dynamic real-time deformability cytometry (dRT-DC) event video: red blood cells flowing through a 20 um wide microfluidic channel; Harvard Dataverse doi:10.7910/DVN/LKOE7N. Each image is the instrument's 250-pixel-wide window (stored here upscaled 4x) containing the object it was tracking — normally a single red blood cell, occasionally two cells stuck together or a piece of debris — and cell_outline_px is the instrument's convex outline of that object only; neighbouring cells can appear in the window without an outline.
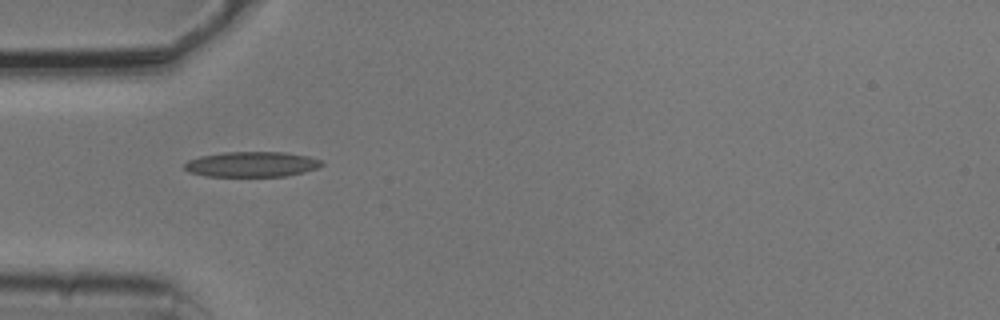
{"species": "common noctule bat (a hibernating species)", "species_latin": "Nyctalus noctula", "temperature_condition": "cold", "stored_images_in_passage": 38, "camera_frame_rate_fps": 3000, "um_per_image_px": 0.085, "animal": {"sex": "male", "body_mass_g": 20.5, "forearm_length_mm": 52.5}, "frame": {"image": 1, "passage_image": 1, "time_ms": 0.0, "image_size_px": [1000, 320], "cell_outline_px": [[324, 164], [316, 168], [304, 172], [288, 176], [204, 176], [188, 172], [184, 168], [184, 164], [188, 160], [200, 156], [224, 152], [284, 152], [308, 156], [320, 160]], "centroid_in_image_um": [21.37, 13.96], "position_along_channel_um": 63.6, "area_um2": 20.23}}
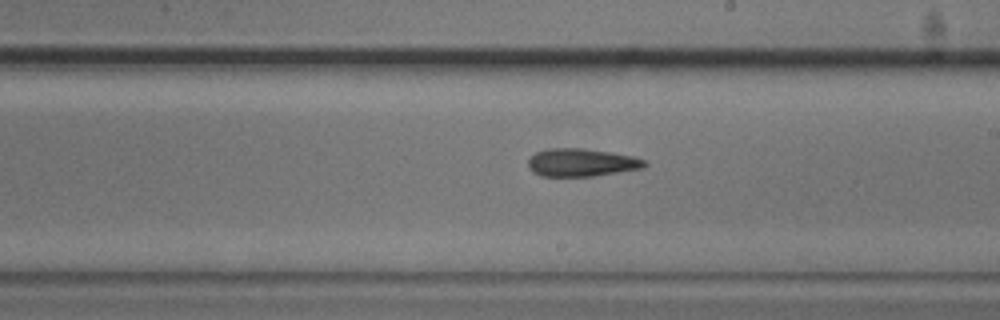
{"frame": {"image": 2, "passage_image": 15, "time_ms": 4.667, "image_size_px": [1000, 320], "cell_outline_px": [[648, 164], [644, 168], [592, 176], [540, 176], [532, 172], [528, 168], [528, 160], [536, 152], [552, 148], [580, 148], [612, 152], [632, 156], [644, 160]], "centroid_in_image_um": [49.42, 13.82], "position_along_channel_um": 239.6, "area_um2": 18.9}}
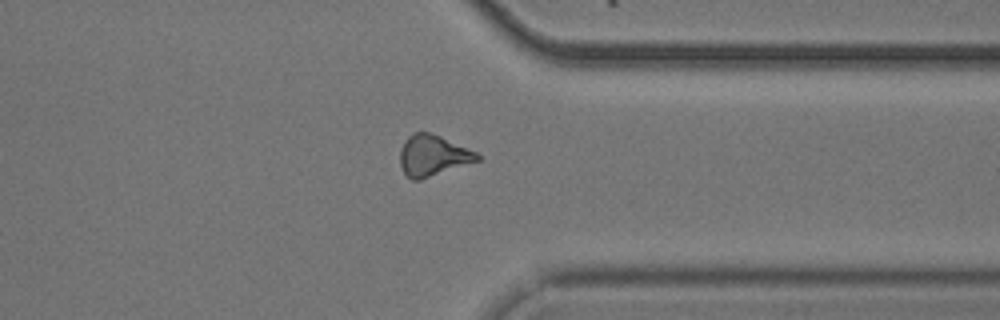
{"frame": {"image": 3, "passage_image": 26, "time_ms": 8.333, "image_size_px": [1000, 320], "cell_outline_px": [[480, 160], [420, 180], [412, 180], [404, 172], [400, 164], [400, 148], [404, 140], [412, 132], [428, 132], [440, 136], [476, 152], [480, 156]], "centroid_in_image_um": [36.76, 13.22], "position_along_channel_um": 374.6, "area_um2": 18.32}}